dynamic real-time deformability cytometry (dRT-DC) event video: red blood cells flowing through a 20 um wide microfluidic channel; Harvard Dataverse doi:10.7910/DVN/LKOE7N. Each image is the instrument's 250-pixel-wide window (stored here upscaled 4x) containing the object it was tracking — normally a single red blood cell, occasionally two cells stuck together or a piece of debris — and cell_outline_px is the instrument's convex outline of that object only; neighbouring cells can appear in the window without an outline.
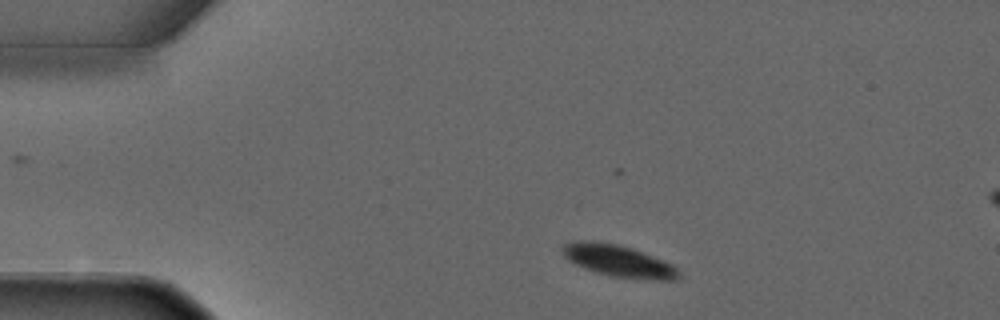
{"species": "common noctule bat (a hibernating species)", "species_latin": "Nyctalus noctula", "temperature_condition": "warm", "stored_images_in_passage": 3, "camera_frame_rate_fps": 3000, "um_per_image_px": 0.085, "animal": {"sex": "male", "forearm_length_mm": 52.5}, "frame": {"image": 1, "passage_image": 1, "time_ms": 0.0, "image_size_px": [1000, 320], "cell_outline_px": [[680, 280], [644, 280], [608, 276], [584, 268], [568, 260], [564, 256], [560, 248], [564, 244], [572, 240], [596, 240], [616, 244], [632, 248], [672, 264], [680, 272]], "centroid_in_image_um": [52.55, 22.18], "position_along_channel_um": 32.4, "area_um2": 21.96}}